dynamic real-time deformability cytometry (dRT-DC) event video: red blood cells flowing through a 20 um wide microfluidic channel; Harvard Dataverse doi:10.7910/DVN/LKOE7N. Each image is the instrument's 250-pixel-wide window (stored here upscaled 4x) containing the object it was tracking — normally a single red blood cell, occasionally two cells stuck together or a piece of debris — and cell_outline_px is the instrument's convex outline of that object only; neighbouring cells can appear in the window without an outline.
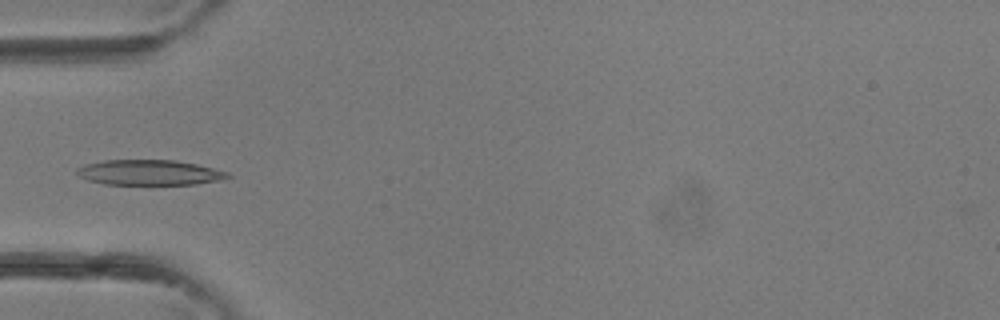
{"species": "common noctule bat (a hibernating species)", "species_latin": "Nyctalus noctula", "temperature_condition": "room temperature", "stored_images_in_passage": 39, "camera_frame_rate_fps": 3000, "um_per_image_px": 0.085, "animal": {"sex": "female"}, "frame": {"image": 1, "passage_image": 13, "time_ms": 4.0, "image_size_px": [1000, 320], "cell_outline_px": [[232, 176], [220, 180], [196, 184], [104, 184], [88, 180], [80, 176], [76, 172], [76, 168], [84, 164], [104, 160], [176, 160], [196, 164], [228, 172]], "centroid_in_image_um": [12.68, 14.66], "position_along_channel_um": 72.3, "area_um2": 22.14}}
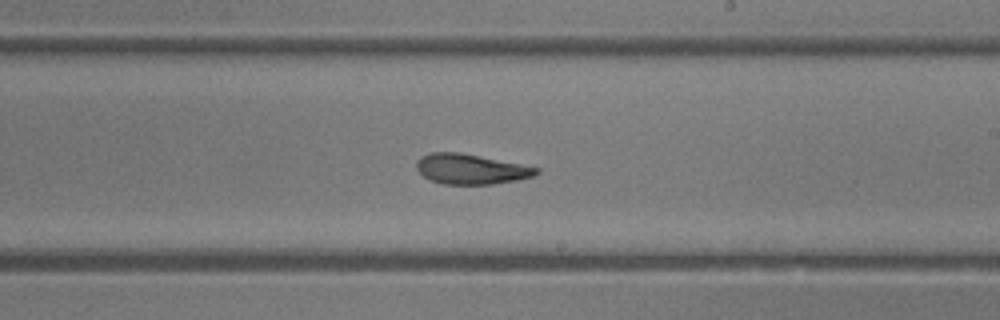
{"frame": {"image": 2, "passage_image": 23, "time_ms": 7.333, "image_size_px": [1000, 320], "cell_outline_px": [[540, 172], [532, 176], [516, 180], [492, 184], [444, 184], [432, 180], [424, 176], [416, 168], [416, 160], [420, 156], [432, 152], [460, 152], [540, 168]], "centroid_in_image_um": [40.0, 14.36], "position_along_channel_um": 249.0, "area_um2": 20.87}}
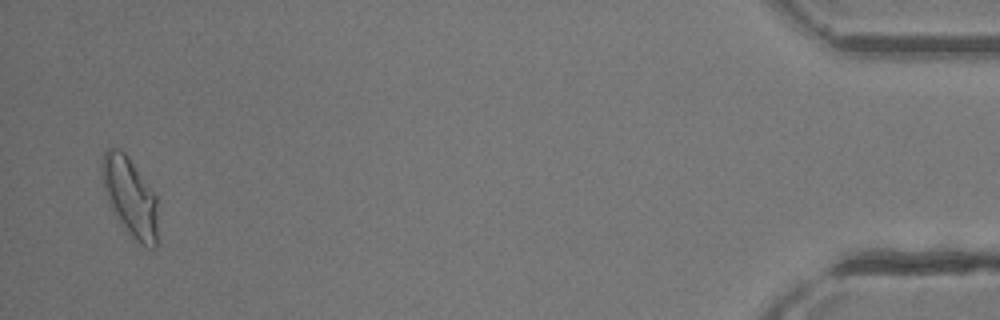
{"frame": {"image": 3, "passage_image": 38, "time_ms": 12.333, "image_size_px": [1000, 320], "cell_outline_px": [[156, 248], [148, 248], [140, 244], [132, 236], [116, 216], [108, 200], [104, 188], [100, 172], [100, 164], [104, 152], [108, 148], [120, 148], [128, 156], [156, 196]], "centroid_in_image_um": [11.02, 16.69], "position_along_channel_um": 424.2, "area_um2": 25.26}}